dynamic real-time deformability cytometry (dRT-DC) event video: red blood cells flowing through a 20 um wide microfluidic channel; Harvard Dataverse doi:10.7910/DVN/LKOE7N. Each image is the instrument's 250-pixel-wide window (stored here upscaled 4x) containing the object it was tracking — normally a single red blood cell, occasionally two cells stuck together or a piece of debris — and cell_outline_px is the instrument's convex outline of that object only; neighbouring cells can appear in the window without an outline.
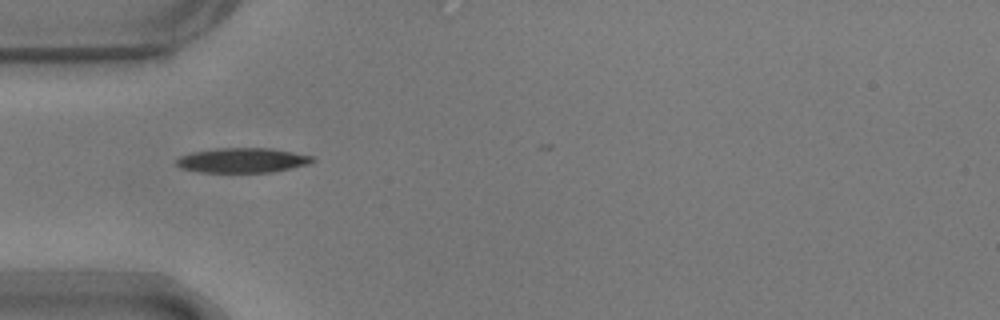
{"species": "common noctule bat (a hibernating species)", "species_latin": "Nyctalus noctula", "temperature_condition": "warm", "stored_images_in_passage": 31, "camera_frame_rate_fps": 3000, "um_per_image_px": 0.085, "animal": {"sex": "male", "body_mass_g": 17.9}, "frame": {"image": 1, "passage_image": 2, "time_ms": 0.333, "image_size_px": [1000, 320], "cell_outline_px": [[316, 160], [308, 164], [272, 172], [200, 172], [180, 168], [176, 164], [176, 160], [180, 156], [192, 152], [216, 148], [272, 148], [312, 156]], "centroid_in_image_um": [20.59, 13.62], "position_along_channel_um": 64.4, "area_um2": 19.59}}
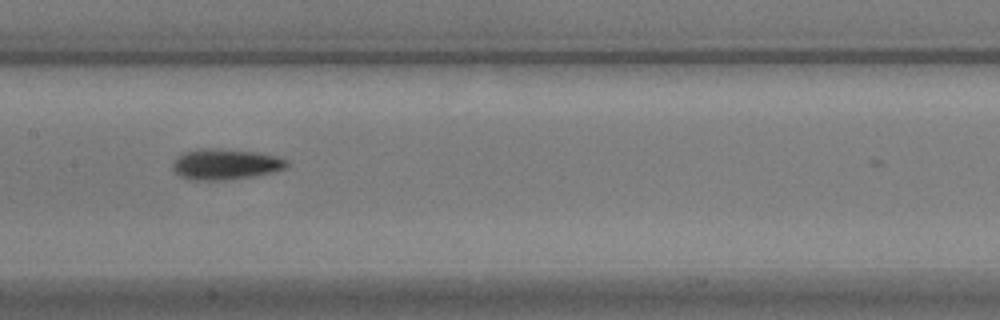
{"frame": {"image": 2, "passage_image": 12, "time_ms": 3.667, "image_size_px": [1000, 320], "cell_outline_px": [[288, 168], [256, 176], [224, 180], [188, 180], [180, 176], [172, 168], [172, 164], [176, 156], [184, 152], [200, 148], [220, 148], [260, 152], [276, 156], [288, 160]], "centroid_in_image_um": [19.16, 13.95], "position_along_channel_um": 188.2, "area_um2": 20.87}}
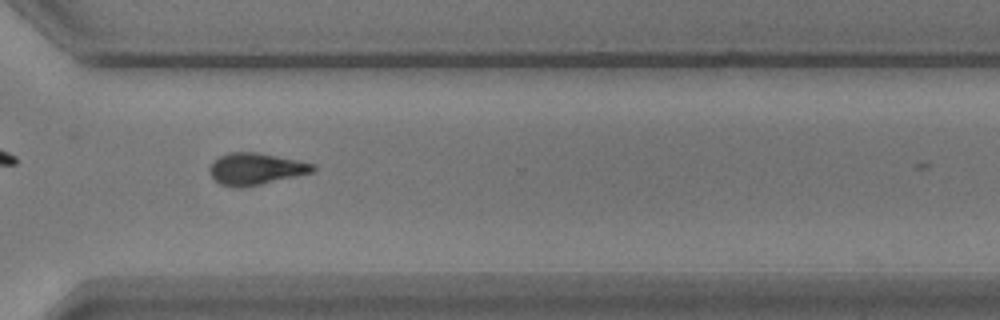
{"frame": {"image": 3, "passage_image": 25, "time_ms": 8.0, "image_size_px": [1000, 320], "cell_outline_px": [[316, 168], [312, 172], [260, 184], [240, 188], [236, 188], [220, 184], [208, 172], [208, 168], [220, 156], [228, 152], [256, 152], [316, 164]], "centroid_in_image_um": [21.71, 14.35], "position_along_channel_um": 348.9, "area_um2": 18.84}, "authors_computed_cell_mechanics": {"area_um2": 19.0162, "velocity_mm_per_s": 3.7159, "shape_relaxation_time_tau1_ms": 2.9798, "shape_relaxation_time_tau2_ms": null, "deformation_change_tau1": 0.156, "deformation_change_tau2": null}}